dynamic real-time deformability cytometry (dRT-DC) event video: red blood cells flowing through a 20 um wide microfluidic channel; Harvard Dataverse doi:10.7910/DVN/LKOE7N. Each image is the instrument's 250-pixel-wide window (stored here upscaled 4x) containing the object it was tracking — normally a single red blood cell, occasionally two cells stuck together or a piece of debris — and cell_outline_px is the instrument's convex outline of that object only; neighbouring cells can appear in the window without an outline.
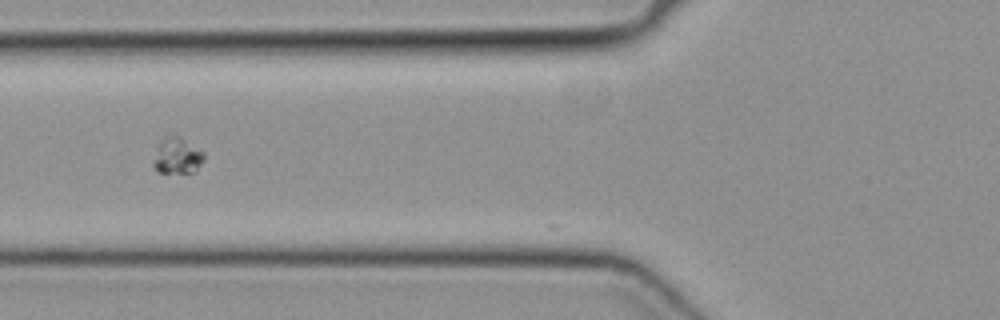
{"species": "common noctule bat (a hibernating species)", "species_latin": "Nyctalus noctula", "temperature_condition": "cold", "stored_images_in_passage": 8, "camera_frame_rate_fps": 3000, "um_per_image_px": 0.085, "animal": {"sex": "female", "body_mass_g": 19.3, "forearm_length_mm": 54.1}, "frame": {"image": 1, "passage_image": 3, "time_ms": 0.667, "image_size_px": [1000, 320], "cell_outline_px": [[204, 160], [196, 172], [156, 172], [152, 164], [160, 144], [164, 136], [176, 136], [204, 152]], "centroid_in_image_um": [15.08, 13.29], "position_along_channel_um": 110.7, "area_um2": 10.29}}
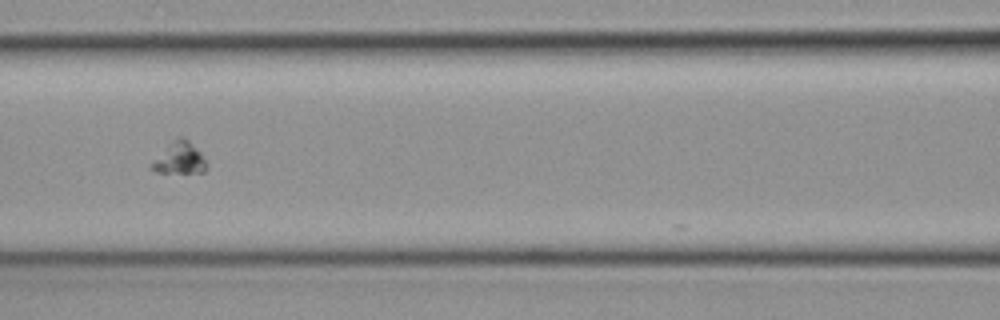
{"frame": {"image": 2, "passage_image": 6, "time_ms": 1.667, "image_size_px": [1000, 320], "cell_outline_px": [[208, 168], [204, 172], [152, 172], [148, 168], [148, 164], [176, 136], [184, 136], [200, 152], [208, 164]], "centroid_in_image_um": [15.21, 13.44], "position_along_channel_um": 151.4, "area_um2": 10.46}}